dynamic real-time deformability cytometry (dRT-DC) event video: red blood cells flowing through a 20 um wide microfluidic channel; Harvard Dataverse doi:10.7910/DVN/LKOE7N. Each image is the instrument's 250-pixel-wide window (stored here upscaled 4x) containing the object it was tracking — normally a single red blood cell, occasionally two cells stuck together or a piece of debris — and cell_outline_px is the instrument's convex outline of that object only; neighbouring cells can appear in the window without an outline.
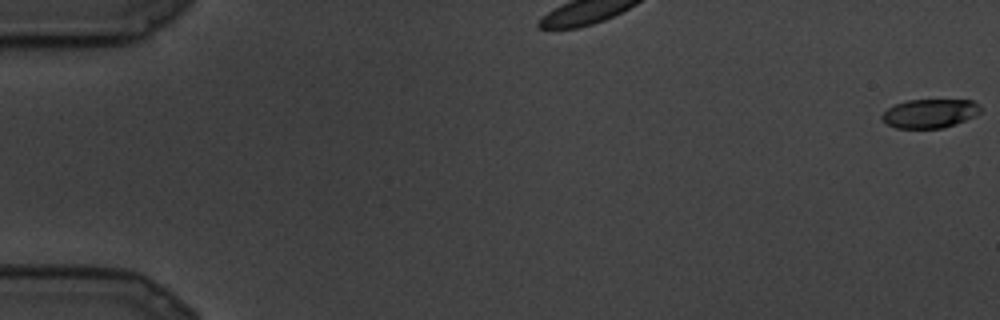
{"species": "common noctule bat (a hibernating species)", "species_latin": "Nyctalus noctula", "temperature_condition": "cold", "stored_images_in_passage": 14, "camera_frame_rate_fps": 3000, "um_per_image_px": 0.085, "animal": {"sex": "male", "body_mass_g": 19.5, "forearm_length_mm": 54.6}, "frame": {"image": 1, "passage_image": 1, "time_ms": 0.0, "image_size_px": [1000, 320], "cell_outline_px": [[980, 112], [976, 116], [944, 128], [896, 128], [888, 124], [880, 116], [888, 108], [896, 104], [908, 100], [972, 100], [980, 104]], "centroid_in_image_um": [79.07, 9.64], "position_along_channel_um": 5.9, "area_um2": 16.53}}
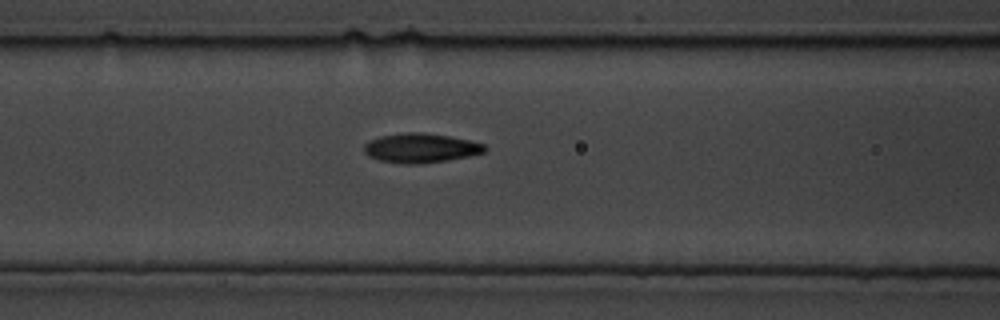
{"frame": {"image": 2, "passage_image": 12, "time_ms": 3.667, "image_size_px": [1000, 320], "cell_outline_px": [[488, 148], [484, 152], [468, 156], [420, 164], [404, 164], [380, 160], [368, 156], [364, 152], [364, 144], [368, 140], [380, 136], [408, 132], [420, 132], [448, 136], [468, 140], [484, 144]], "centroid_in_image_um": [35.72, 12.58], "position_along_channel_um": 130.9, "area_um2": 20.52}}
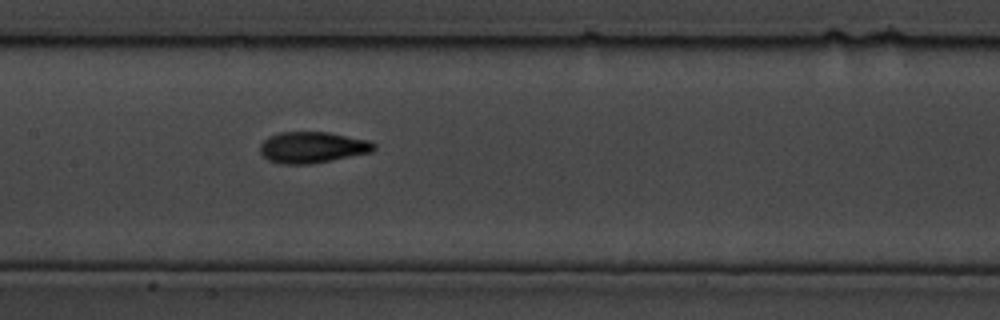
{"frame": {"image": 3, "passage_image": 14, "time_ms": 4.333, "image_size_px": [1000, 320], "cell_outline_px": [[376, 148], [372, 152], [308, 164], [284, 164], [268, 160], [260, 152], [260, 144], [268, 136], [280, 132], [328, 132], [368, 140], [376, 144]], "centroid_in_image_um": [26.54, 12.51], "position_along_channel_um": 180.9, "area_um2": 20.58}}